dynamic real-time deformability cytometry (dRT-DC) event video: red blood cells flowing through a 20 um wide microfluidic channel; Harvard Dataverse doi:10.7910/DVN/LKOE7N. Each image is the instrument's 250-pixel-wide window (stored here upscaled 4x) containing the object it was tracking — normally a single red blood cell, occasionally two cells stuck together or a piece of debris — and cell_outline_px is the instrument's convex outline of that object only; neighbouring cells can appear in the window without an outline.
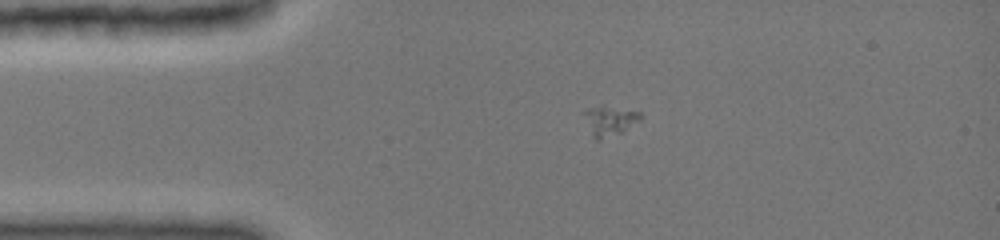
{"species": "common noctule bat (a hibernating species)", "species_latin": "Nyctalus noctula", "temperature_condition": "cold", "stored_images_in_passage": 28, "camera_frame_rate_fps": 3000, "um_per_image_px": 0.085, "animal": {"sex": "female", "body_mass_g": 19.0, "forearm_length_mm": 51.5}, "frame": {"image": 1, "passage_image": 9, "time_ms": 3.0, "image_size_px": [1000, 240], "cell_outline_px": [[640, 120], [624, 132], [600, 140], [596, 140], [592, 136], [580, 112], [600, 104], [640, 112]], "centroid_in_image_um": [51.76, 10.25], "position_along_channel_um": 33.2, "area_um2": 10.12}}